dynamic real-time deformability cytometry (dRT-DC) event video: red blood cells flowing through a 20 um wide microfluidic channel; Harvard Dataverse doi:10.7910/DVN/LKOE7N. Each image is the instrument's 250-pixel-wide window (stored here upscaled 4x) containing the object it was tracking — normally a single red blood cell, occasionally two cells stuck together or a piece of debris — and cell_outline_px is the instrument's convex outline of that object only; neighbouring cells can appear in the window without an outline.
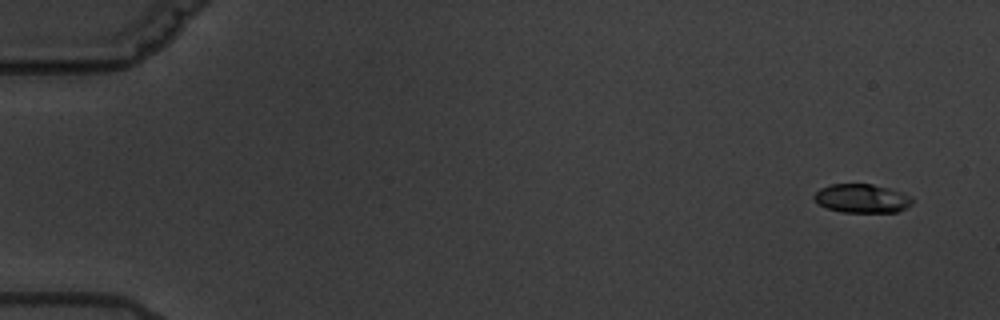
{"species": "common noctule bat (a hibernating species)", "species_latin": "Nyctalus noctula", "temperature_condition": "warm", "stored_images_in_passage": 12, "camera_frame_rate_fps": 3000, "um_per_image_px": 0.085, "animal": {"sex": "male", "body_mass_g": 19.5, "forearm_length_mm": 54.6}, "frame": {"image": 1, "passage_image": 1, "time_ms": 0.0, "image_size_px": [1000, 320], "cell_outline_px": [[912, 204], [896, 212], [844, 212], [828, 208], [820, 204], [812, 196], [820, 188], [832, 184], [872, 184], [888, 188], [912, 196]], "centroid_in_image_um": [73.27, 16.86], "position_along_channel_um": 11.7, "area_um2": 16.24}}
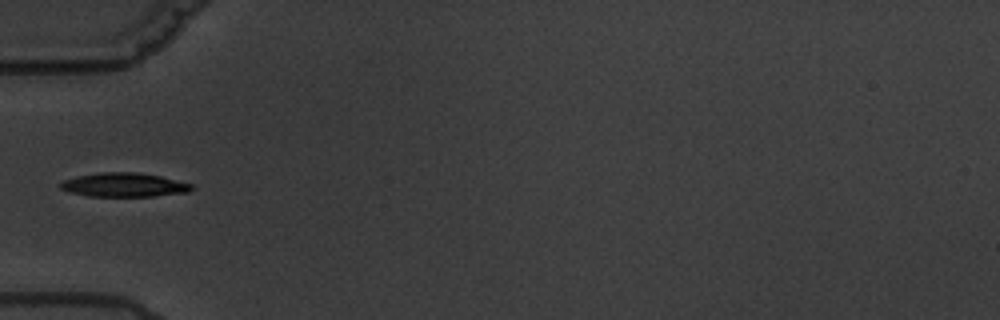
{"frame": {"image": 2, "passage_image": 6, "time_ms": 6.0, "image_size_px": [1000, 320], "cell_outline_px": [[196, 188], [188, 192], [152, 196], [88, 196], [72, 192], [60, 188], [60, 184], [64, 180], [76, 176], [100, 172], [136, 172], [160, 176], [192, 184]], "centroid_in_image_um": [10.57, 15.71], "position_along_channel_um": 74.4, "area_um2": 18.21}}
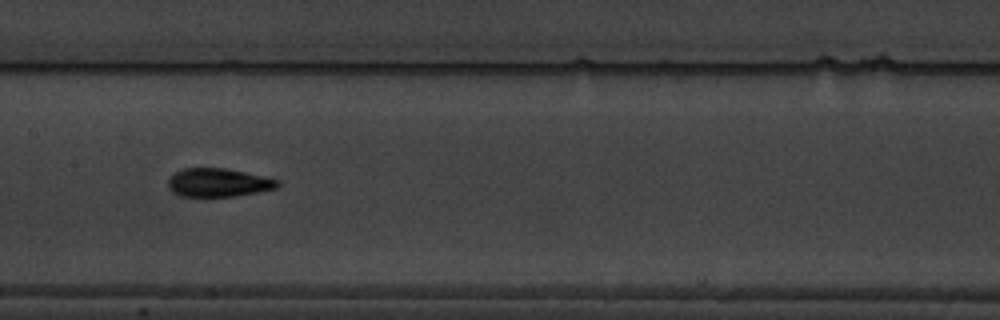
{"frame": {"image": 3, "passage_image": 9, "time_ms": 9.333, "image_size_px": [1000, 320], "cell_outline_px": [[280, 184], [276, 188], [236, 196], [180, 196], [172, 192], [168, 188], [168, 180], [176, 172], [184, 168], [224, 168], [244, 172], [280, 180]], "centroid_in_image_um": [18.54, 15.52], "position_along_channel_um": 188.9, "area_um2": 17.98}}